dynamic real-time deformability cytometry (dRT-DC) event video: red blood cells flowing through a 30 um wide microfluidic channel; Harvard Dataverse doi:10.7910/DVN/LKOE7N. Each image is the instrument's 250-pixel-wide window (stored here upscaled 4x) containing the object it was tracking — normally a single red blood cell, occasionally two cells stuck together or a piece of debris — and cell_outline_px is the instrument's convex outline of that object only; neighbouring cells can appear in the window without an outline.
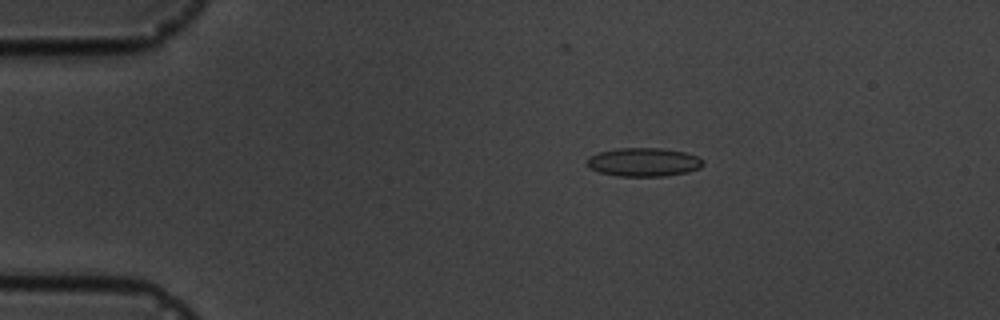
{"species": "common noctule bat (a hibernating species)", "species_latin": "Nyctalus noctula", "temperature_condition": "cold", "stored_images_in_passage": 3, "camera_frame_rate_fps": 3000, "um_per_image_px": 0.085, "animal": {"sex": "male", "body_mass_g": 19.5, "forearm_length_mm": 54.6}, "frame": {"image": 1, "passage_image": 1, "time_ms": 0.0, "image_size_px": [1000, 320], "cell_outline_px": [[704, 164], [700, 168], [688, 172], [664, 176], [616, 176], [600, 172], [588, 168], [588, 156], [600, 152], [620, 148], [660, 148], [684, 152], [700, 156], [704, 160]], "centroid_in_image_um": [54.75, 13.78], "position_along_channel_um": 30.3, "area_um2": 19.42}}